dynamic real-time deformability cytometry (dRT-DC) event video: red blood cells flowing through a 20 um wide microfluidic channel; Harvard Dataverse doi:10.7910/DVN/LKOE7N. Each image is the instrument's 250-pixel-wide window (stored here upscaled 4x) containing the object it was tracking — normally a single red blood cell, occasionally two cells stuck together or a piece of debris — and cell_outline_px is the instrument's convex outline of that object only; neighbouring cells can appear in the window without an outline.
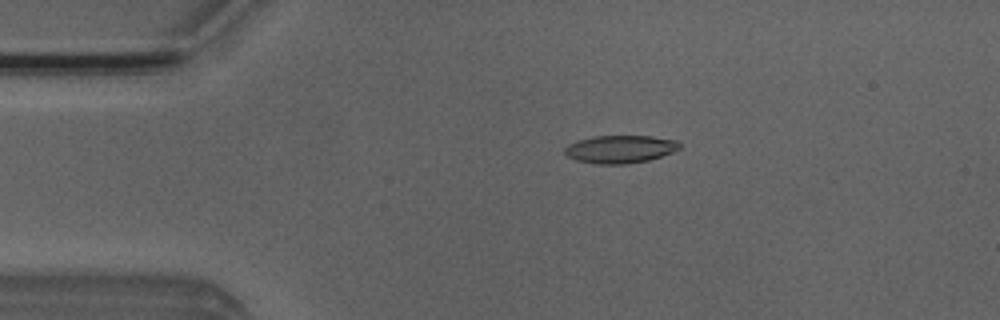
{"species": "Egyptian fruit bat (a non-hibernating species)", "species_latin": "Rousettus aegyptiacus", "temperature_condition": "room temperature", "stored_images_in_passage": 6, "camera_frame_rate_fps": 3000, "um_per_image_px": 0.085, "animal": {"sex": "male"}, "frame": {"image": 1, "passage_image": 3, "time_ms": 2.333, "image_size_px": [1000, 320], "cell_outline_px": [[680, 148], [672, 152], [648, 160], [628, 164], [596, 164], [576, 160], [568, 156], [564, 152], [564, 148], [568, 144], [576, 140], [592, 136], [652, 136], [676, 140], [680, 144]], "centroid_in_image_um": [52.68, 12.67], "position_along_channel_um": 32.3, "area_um2": 18.67}}